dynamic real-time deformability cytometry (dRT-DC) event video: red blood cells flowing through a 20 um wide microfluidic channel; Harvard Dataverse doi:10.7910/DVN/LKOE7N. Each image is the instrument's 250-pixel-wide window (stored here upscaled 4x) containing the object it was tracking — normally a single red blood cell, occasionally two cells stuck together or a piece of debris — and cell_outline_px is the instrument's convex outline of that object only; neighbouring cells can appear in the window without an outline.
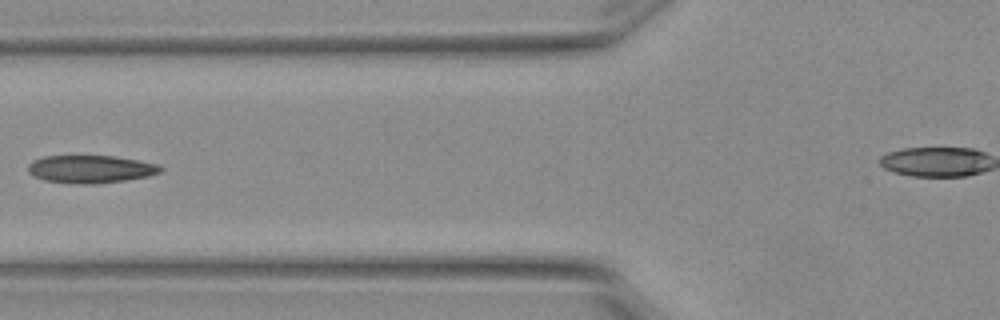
{"species": "Egyptian fruit bat (a non-hibernating species)", "species_latin": "Rousettus aegyptiacus", "temperature_condition": "warm", "stored_images_in_passage": 8, "segment_of_instrument_passage": [1, 2], "camera_frame_rate_fps": 3000, "um_per_image_px": 0.085, "animal": {"sex": "female"}, "frame": {"image": 1, "passage_image": 7, "time_ms": 2.0, "image_size_px": [1000, 320], "cell_outline_px": [[164, 168], [160, 172], [148, 176], [124, 180], [96, 184], [76, 184], [44, 180], [32, 176], [28, 172], [28, 164], [32, 160], [44, 156], [116, 156], [160, 164]], "centroid_in_image_um": [7.69, 14.37], "position_along_channel_um": 118.1, "area_um2": 21.62}}